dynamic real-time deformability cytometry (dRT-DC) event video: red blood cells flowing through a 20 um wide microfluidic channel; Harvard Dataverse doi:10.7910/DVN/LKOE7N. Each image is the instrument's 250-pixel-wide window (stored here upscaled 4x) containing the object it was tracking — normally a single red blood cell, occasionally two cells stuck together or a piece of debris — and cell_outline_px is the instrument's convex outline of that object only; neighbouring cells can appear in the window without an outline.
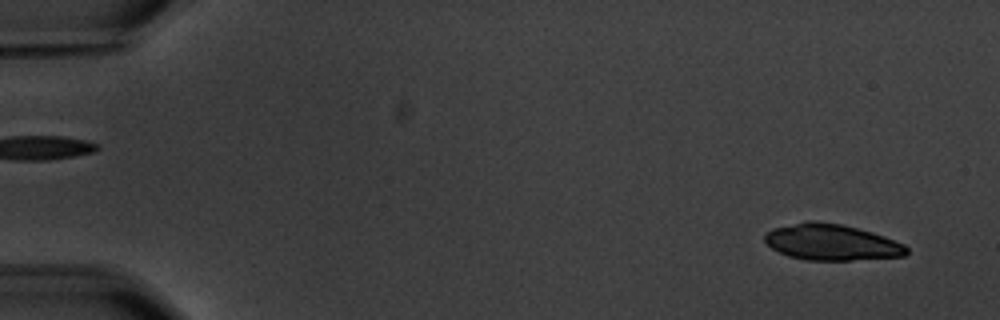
{"species": "common noctule bat (a hibernating species)", "species_latin": "Nyctalus noctula", "temperature_condition": "warm", "stored_images_in_passage": 4, "segment_of_instrument_passage": [2, 2], "camera_frame_rate_fps": 3000, "um_per_image_px": 0.085, "animal": {"sex": "male", "body_mass_g": 20.1, "forearm_length_mm": 53.5}, "frame": {"image": 1, "passage_image": 4, "time_ms": 4.667, "image_size_px": [1000, 320], "cell_outline_px": [[908, 252], [904, 256], [852, 260], [804, 260], [788, 256], [772, 248], [764, 240], [764, 232], [772, 228], [808, 220], [816, 220], [840, 224], [872, 232], [884, 236], [904, 244], [908, 248]], "centroid_in_image_um": [70.65, 20.58], "position_along_channel_um": 14.4, "area_um2": 29.94}}